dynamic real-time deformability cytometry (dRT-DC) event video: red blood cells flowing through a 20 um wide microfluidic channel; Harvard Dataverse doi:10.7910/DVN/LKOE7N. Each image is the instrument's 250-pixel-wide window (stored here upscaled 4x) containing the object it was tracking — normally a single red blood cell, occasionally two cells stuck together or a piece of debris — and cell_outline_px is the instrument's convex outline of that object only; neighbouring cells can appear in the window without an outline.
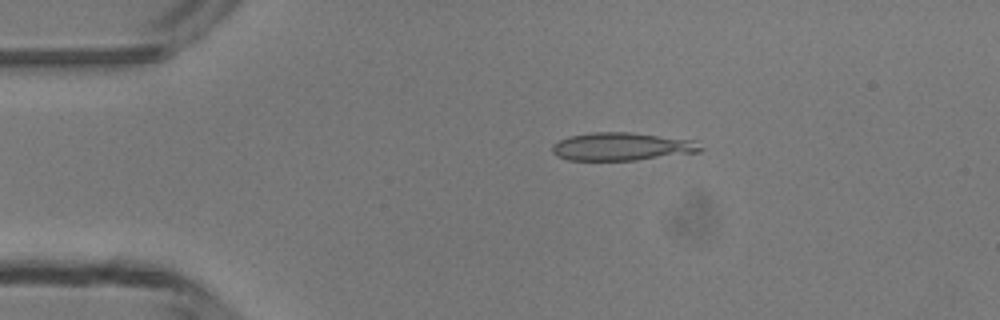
{"species": "common noctule bat (a hibernating species)", "species_latin": "Nyctalus noctula", "temperature_condition": "room temperature", "stored_images_in_passage": 4, "camera_frame_rate_fps": 3000, "um_per_image_px": 0.085, "animal": {"sex": "male", "body_mass_g": 13.3}, "frame": {"image": 1, "passage_image": 2, "time_ms": 2.333, "image_size_px": [1000, 320], "cell_outline_px": [[704, 148], [696, 152], [636, 160], [568, 160], [556, 156], [552, 152], [552, 144], [568, 136], [592, 132], [628, 132], [692, 140]], "centroid_in_image_um": [52.77, 12.46], "position_along_channel_um": 32.2, "area_um2": 23.93}}